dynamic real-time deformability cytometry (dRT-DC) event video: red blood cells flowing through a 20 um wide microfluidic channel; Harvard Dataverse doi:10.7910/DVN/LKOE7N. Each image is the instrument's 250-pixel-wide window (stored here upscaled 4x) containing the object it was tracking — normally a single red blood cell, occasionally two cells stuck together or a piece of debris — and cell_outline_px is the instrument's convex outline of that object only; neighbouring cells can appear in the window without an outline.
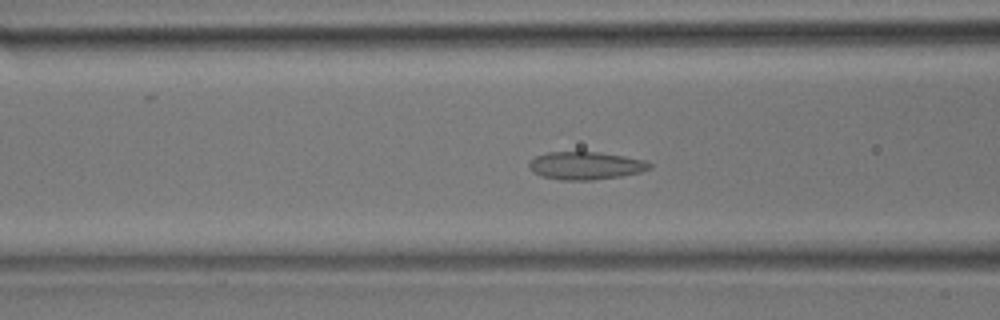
{"species": "common noctule bat (a hibernating species)", "species_latin": "Nyctalus noctula", "temperature_condition": "room temperature", "stored_images_in_passage": 38, "camera_frame_rate_fps": 3000, "um_per_image_px": 0.085, "animal": {"sex": "male", "body_mass_g": 17.9}, "frame": {"image": 1, "passage_image": 16, "time_ms": 5.0, "image_size_px": [1000, 320], "cell_outline_px": [[652, 168], [640, 172], [620, 176], [592, 180], [560, 180], [544, 176], [532, 172], [528, 164], [536, 156], [548, 152], [596, 152], [624, 156], [644, 160], [652, 164]], "centroid_in_image_um": [49.79, 14.08], "position_along_channel_um": 116.8, "area_um2": 19.36}}
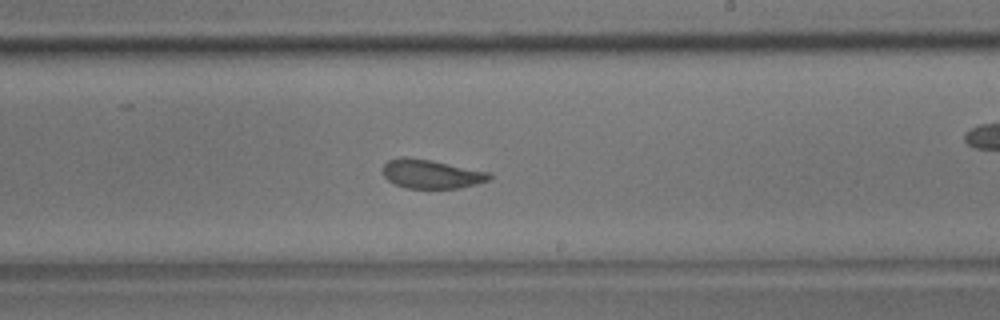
{"frame": {"image": 2, "passage_image": 25, "time_ms": 8.0, "image_size_px": [1000, 320], "cell_outline_px": [[492, 176], [488, 180], [476, 184], [460, 188], [404, 188], [388, 180], [384, 176], [384, 164], [388, 160], [400, 156], [404, 156], [432, 160], [488, 172]], "centroid_in_image_um": [36.63, 14.78], "position_along_channel_um": 252.4, "area_um2": 17.86}}
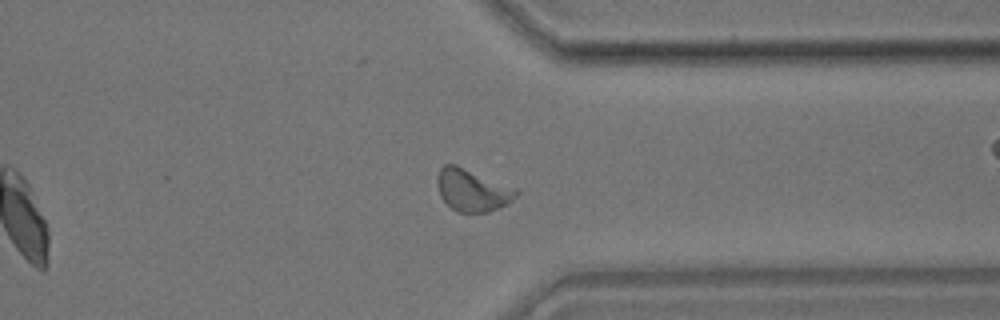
{"frame": {"image": 3, "passage_image": 33, "time_ms": 10.667, "image_size_px": [1000, 320], "cell_outline_px": [[520, 192], [508, 204], [500, 208], [488, 212], [456, 212], [440, 196], [436, 184], [436, 176], [440, 168], [444, 164], [456, 164]], "centroid_in_image_um": [40.08, 16.18], "position_along_channel_um": 371.3, "area_um2": 19.07}}